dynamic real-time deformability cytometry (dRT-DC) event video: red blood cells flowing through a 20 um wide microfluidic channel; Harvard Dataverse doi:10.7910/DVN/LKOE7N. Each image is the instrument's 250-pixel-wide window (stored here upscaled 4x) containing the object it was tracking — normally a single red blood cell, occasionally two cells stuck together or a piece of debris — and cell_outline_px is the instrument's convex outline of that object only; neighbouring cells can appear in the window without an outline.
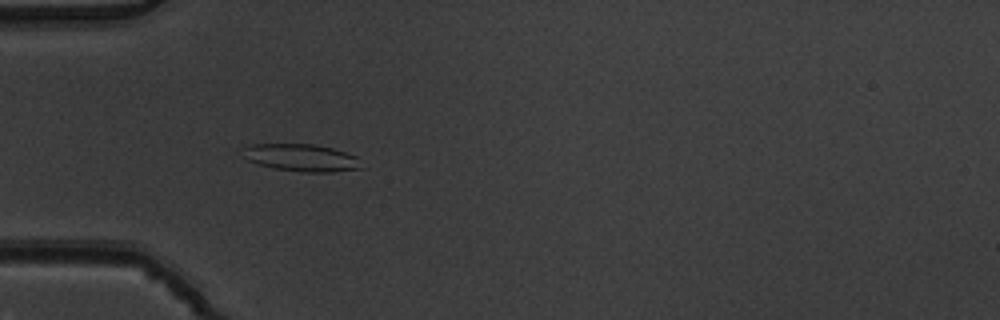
{"species": "common noctule bat (a hibernating species)", "species_latin": "Nyctalus noctula", "temperature_condition": "warm", "stored_images_in_passage": 49, "camera_frame_rate_fps": 3000, "um_per_image_px": 0.085, "animal": {"sex": "male", "body_mass_g": 19.5, "forearm_length_mm": 54.6}, "frame": {"image": 1, "passage_image": 13, "time_ms": 4.0, "image_size_px": [1000, 320], "cell_outline_px": [[364, 168], [332, 172], [300, 172], [276, 168], [260, 164], [248, 160], [240, 156], [244, 148], [252, 144], [312, 144], [332, 148], [356, 156]], "centroid_in_image_um": [25.61, 13.4], "position_along_channel_um": 59.4, "area_um2": 18.84}}
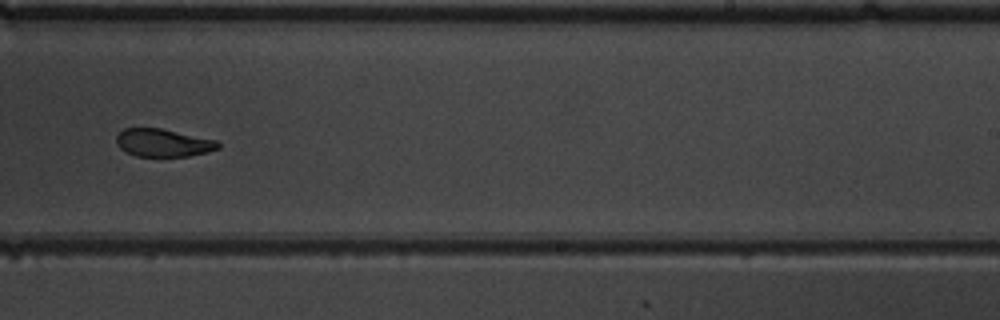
{"frame": {"image": 2, "passage_image": 30, "time_ms": 9.667, "image_size_px": [1000, 320], "cell_outline_px": [[220, 148], [188, 156], [136, 156], [120, 148], [116, 144], [116, 136], [124, 128], [160, 128], [216, 140], [220, 144]], "centroid_in_image_um": [13.84, 12.13], "position_along_channel_um": 275.2, "area_um2": 16.3}}
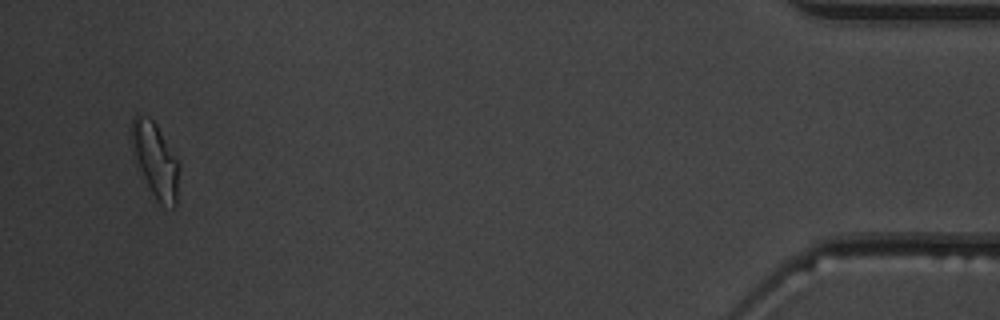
{"frame": {"image": 3, "passage_image": 47, "time_ms": 15.333, "image_size_px": [1000, 320], "cell_outline_px": [[180, 164], [176, 208], [172, 208], [160, 204], [156, 200], [140, 168], [128, 136], [132, 120], [140, 112], [148, 116], [156, 124], [180, 160]], "centroid_in_image_um": [13.23, 13.56], "position_along_channel_um": 422.0, "area_um2": 20.98}, "authors_computed_cell_mechanics": {"area_um2": 18.6694, "velocity_mm_per_s": 3.9002, "shape_relaxation_time_tau1_ms": 4.2146, "shape_relaxation_time_tau2_ms": 2.8185, "deformation_change_tau1": 0.141, "deformation_change_tau2": 0.0775}}